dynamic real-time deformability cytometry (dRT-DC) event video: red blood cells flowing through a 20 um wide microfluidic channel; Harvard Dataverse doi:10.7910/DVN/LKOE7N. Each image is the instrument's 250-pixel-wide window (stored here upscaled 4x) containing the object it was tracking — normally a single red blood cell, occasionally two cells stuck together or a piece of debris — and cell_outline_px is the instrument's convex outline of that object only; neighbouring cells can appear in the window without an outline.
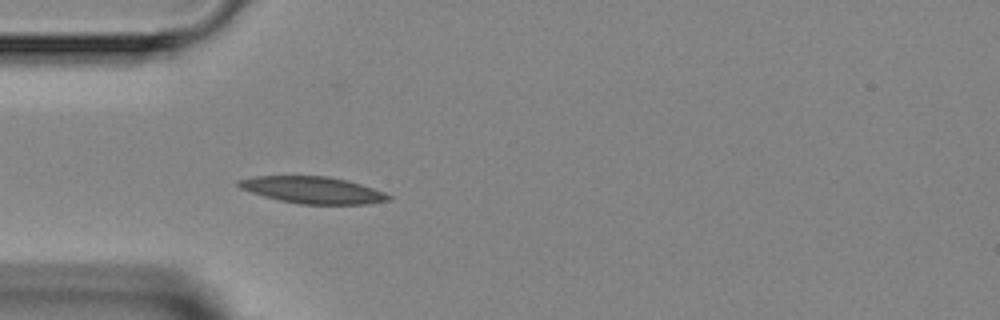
{"species": "Egyptian fruit bat (a non-hibernating species)", "species_latin": "Rousettus aegyptiacus", "temperature_condition": "room temperature", "stored_images_in_passage": 2, "camera_frame_rate_fps": 3000, "um_per_image_px": 0.085, "animal": {"sex": "female"}, "frame": {"image": 1, "passage_image": 2, "time_ms": 1.333, "image_size_px": [1000, 320], "cell_outline_px": [[392, 196], [388, 200], [368, 204], [300, 204], [280, 200], [264, 196], [240, 188], [236, 184], [236, 180], [252, 176], [328, 176], [360, 184], [384, 192]], "centroid_in_image_um": [26.54, 16.15], "position_along_channel_um": 58.5, "area_um2": 23.24}}